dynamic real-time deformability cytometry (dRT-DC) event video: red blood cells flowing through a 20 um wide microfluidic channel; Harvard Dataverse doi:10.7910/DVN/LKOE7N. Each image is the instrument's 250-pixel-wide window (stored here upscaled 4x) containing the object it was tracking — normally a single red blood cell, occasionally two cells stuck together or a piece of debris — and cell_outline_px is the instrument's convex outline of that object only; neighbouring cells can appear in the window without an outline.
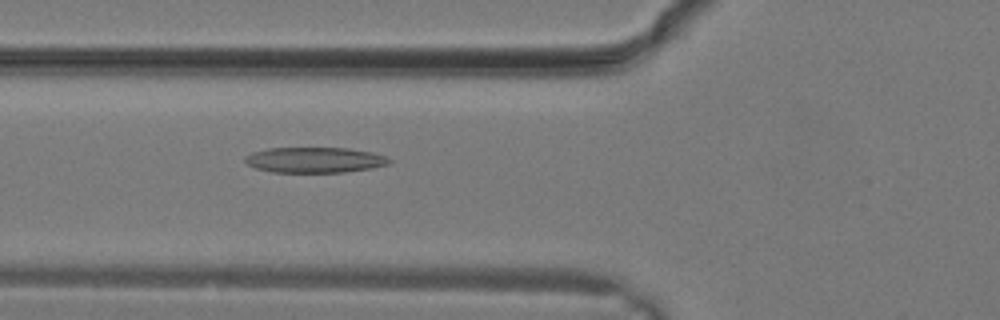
{"species": "common noctule bat (a hibernating species)", "species_latin": "Nyctalus noctula", "temperature_condition": "warm", "stored_images_in_passage": 11, "camera_frame_rate_fps": 3000, "um_per_image_px": 0.085, "animal": {"sex": "male", "body_mass_g": 19.2, "forearm_length_mm": 51.8}, "frame": {"image": 1, "passage_image": 11, "time_ms": 3.333, "image_size_px": [1000, 320], "cell_outline_px": [[392, 160], [388, 164], [372, 168], [344, 172], [272, 172], [256, 168], [248, 164], [244, 160], [244, 156], [252, 152], [268, 148], [348, 148], [372, 152], [384, 156]], "centroid_in_image_um": [26.73, 13.59], "position_along_channel_um": 99.1, "area_um2": 21.39}}